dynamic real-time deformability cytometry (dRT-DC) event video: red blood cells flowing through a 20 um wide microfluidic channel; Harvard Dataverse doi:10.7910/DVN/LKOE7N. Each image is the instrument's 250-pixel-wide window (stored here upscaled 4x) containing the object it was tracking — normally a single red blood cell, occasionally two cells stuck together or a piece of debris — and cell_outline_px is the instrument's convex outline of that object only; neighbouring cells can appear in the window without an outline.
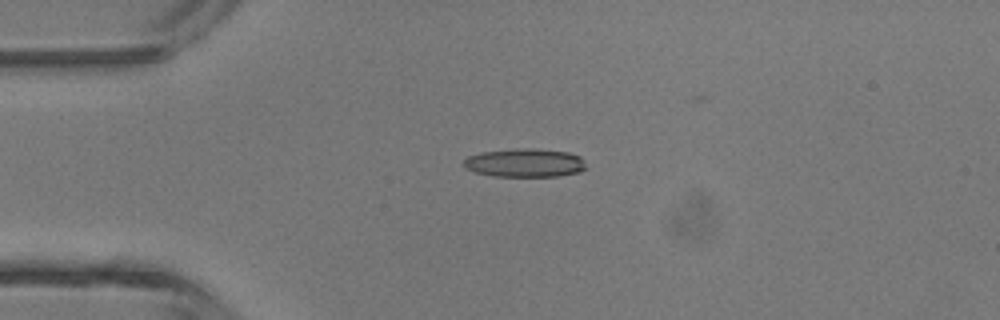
{"species": "common noctule bat (a hibernating species)", "species_latin": "Nyctalus noctula", "temperature_condition": "room temperature", "stored_images_in_passage": 5, "camera_frame_rate_fps": 3000, "um_per_image_px": 0.085, "animal": {"sex": "male", "body_mass_g": 13.3}, "frame": {"image": 1, "passage_image": 3, "time_ms": 2.667, "image_size_px": [1000, 320], "cell_outline_px": [[584, 168], [580, 172], [556, 176], [492, 176], [476, 172], [464, 168], [464, 160], [468, 156], [480, 152], [516, 148], [532, 148], [568, 152], [580, 156], [584, 160]], "centroid_in_image_um": [44.59, 13.83], "position_along_channel_um": 40.4, "area_um2": 20.35}}
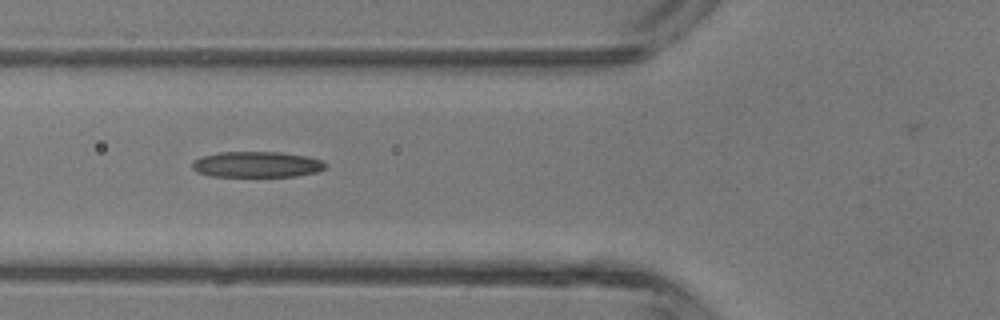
{"frame": {"image": 2, "passage_image": 5, "time_ms": 4.667, "image_size_px": [1000, 320], "cell_outline_px": [[324, 168], [316, 172], [296, 176], [208, 176], [196, 172], [192, 168], [192, 160], [200, 156], [220, 152], [280, 152], [308, 156], [320, 160], [324, 164]], "centroid_in_image_um": [21.75, 13.97], "position_along_channel_um": 104.1, "area_um2": 20.06}}